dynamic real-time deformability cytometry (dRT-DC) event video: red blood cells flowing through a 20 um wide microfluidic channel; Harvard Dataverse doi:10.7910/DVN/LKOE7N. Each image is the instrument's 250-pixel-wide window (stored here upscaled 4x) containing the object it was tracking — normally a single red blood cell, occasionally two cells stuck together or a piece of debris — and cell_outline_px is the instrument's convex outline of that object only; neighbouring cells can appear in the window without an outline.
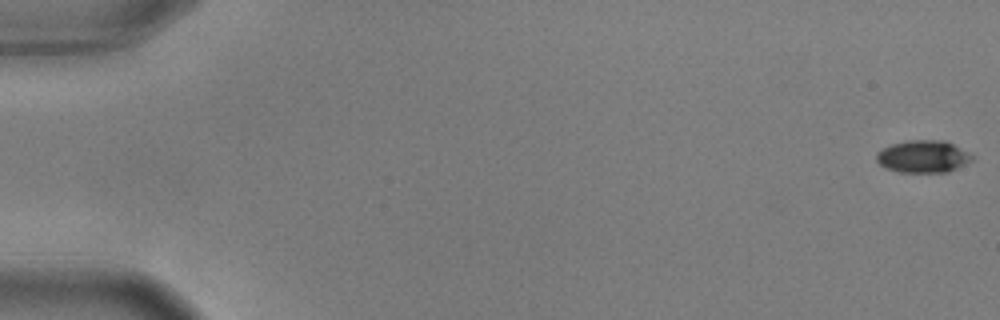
{"species": "common noctule bat (a hibernating species)", "species_latin": "Nyctalus noctula", "temperature_condition": "warm", "stored_images_in_passage": 56, "camera_frame_rate_fps": 3000, "um_per_image_px": 0.085, "animal": {"sex": "male", "body_mass_g": 17.9, "forearm_length_mm": 54.2}, "frame": {"image": 1, "passage_image": 1, "time_ms": 0.0, "image_size_px": [1000, 320], "cell_outline_px": [[972, 160], [948, 172], [900, 172], [888, 168], [880, 164], [876, 160], [876, 152], [892, 144], [908, 140], [944, 140], [968, 152], [972, 156]], "centroid_in_image_um": [78.44, 13.3], "position_along_channel_um": 6.6, "area_um2": 17.74}}
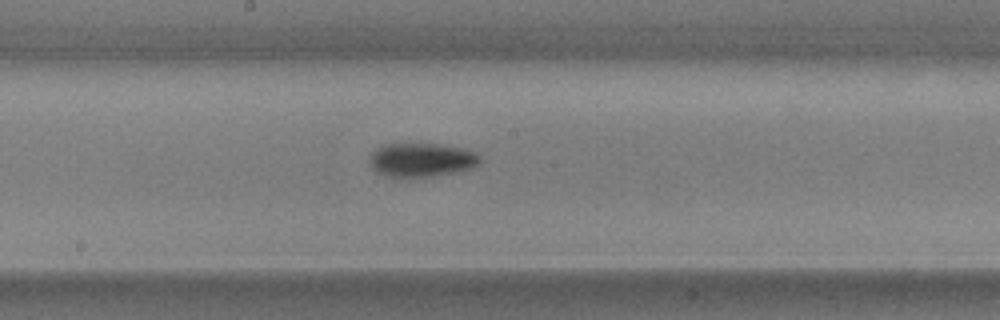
{"frame": {"image": 2, "passage_image": 31, "time_ms": 10.0, "image_size_px": [1000, 320], "cell_outline_px": [[480, 164], [472, 168], [456, 172], [432, 176], [388, 176], [376, 172], [372, 168], [368, 160], [372, 152], [376, 148], [388, 144], [436, 144], [464, 148], [476, 152], [480, 156]], "centroid_in_image_um": [35.85, 13.58], "position_along_channel_um": 212.4, "area_um2": 21.68}}
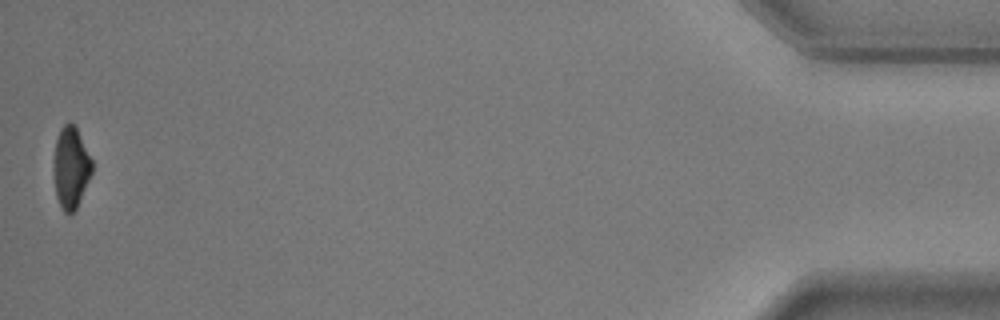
{"frame": {"image": 3, "passage_image": 56, "time_ms": 18.333, "image_size_px": [1000, 320], "cell_outline_px": [[92, 172], [76, 208], [72, 212], [64, 212], [56, 196], [52, 172], [52, 164], [56, 140], [60, 128], [64, 124], [72, 124], [76, 128], [92, 160]], "centroid_in_image_um": [5.99, 14.24], "position_along_channel_um": 429.2, "area_um2": 18.03}, "authors_computed_cell_mechanics": {"area_um2": 19.9699, "velocity_mm_per_s": 3.6464, "shape_relaxation_time_tau1_ms": 3.0733, "shape_relaxation_time_tau2_ms": null, "deformation_change_tau1": 0.1478, "deformation_change_tau2": null}}